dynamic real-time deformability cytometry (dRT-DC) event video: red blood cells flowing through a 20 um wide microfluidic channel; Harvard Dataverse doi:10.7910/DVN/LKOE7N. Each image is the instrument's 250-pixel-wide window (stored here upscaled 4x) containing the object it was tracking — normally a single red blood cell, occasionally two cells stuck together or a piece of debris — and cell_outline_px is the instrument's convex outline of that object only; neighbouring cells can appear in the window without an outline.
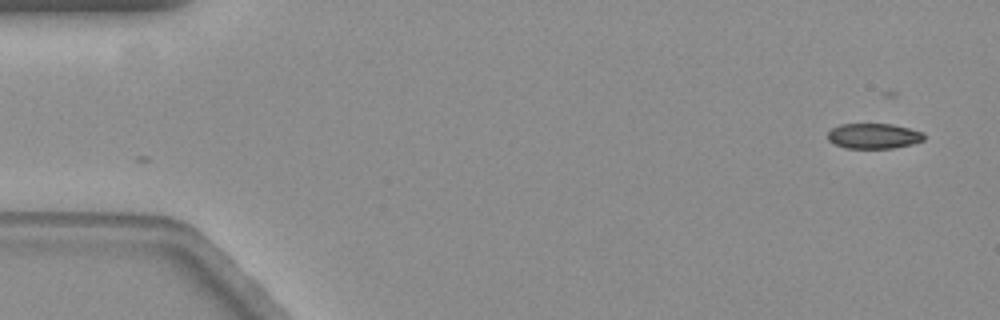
{"species": "common noctule bat (a hibernating species)", "species_latin": "Nyctalus noctula", "temperature_condition": "warm", "stored_images_in_passage": 21, "camera_frame_rate_fps": 3000, "um_per_image_px": 0.085, "animal": {"sex": "female", "body_mass_g": 19.3, "forearm_length_mm": 54.1}, "frame": {"image": 1, "passage_image": 1, "time_ms": 0.0, "image_size_px": [1000, 320], "cell_outline_px": [[924, 140], [912, 144], [892, 148], [844, 148], [828, 140], [828, 132], [832, 128], [840, 124], [892, 124], [908, 128], [920, 132], [924, 136]], "centroid_in_image_um": [74.23, 11.56], "position_along_channel_um": 10.8, "area_um2": 14.05}}
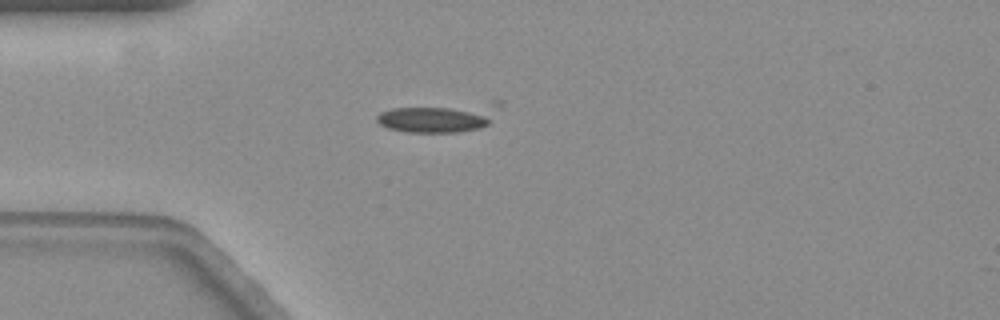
{"frame": {"image": 2, "passage_image": 14, "time_ms": 4.333, "image_size_px": [1000, 320], "cell_outline_px": [[504, 100], [488, 124], [480, 128], [456, 132], [408, 132], [388, 128], [380, 124], [376, 120], [376, 116], [380, 112], [392, 108], [492, 100]], "centroid_in_image_um": [37.42, 9.94], "position_along_channel_um": 47.6, "area_um2": 21.5}}
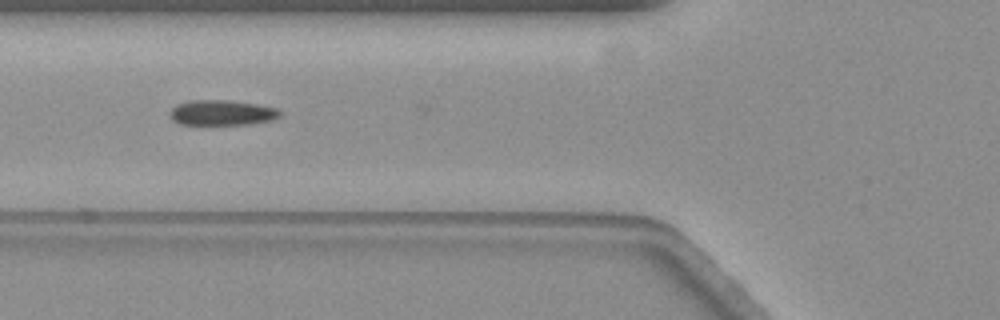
{"frame": {"image": 3, "passage_image": 20, "time_ms": 6.333, "image_size_px": [1000, 320], "cell_outline_px": [[280, 116], [272, 120], [248, 124], [180, 124], [172, 120], [168, 112], [176, 104], [188, 100], [228, 100], [256, 104], [276, 108], [280, 112]], "centroid_in_image_um": [18.81, 9.57], "position_along_channel_um": 107.0, "area_um2": 16.18}}